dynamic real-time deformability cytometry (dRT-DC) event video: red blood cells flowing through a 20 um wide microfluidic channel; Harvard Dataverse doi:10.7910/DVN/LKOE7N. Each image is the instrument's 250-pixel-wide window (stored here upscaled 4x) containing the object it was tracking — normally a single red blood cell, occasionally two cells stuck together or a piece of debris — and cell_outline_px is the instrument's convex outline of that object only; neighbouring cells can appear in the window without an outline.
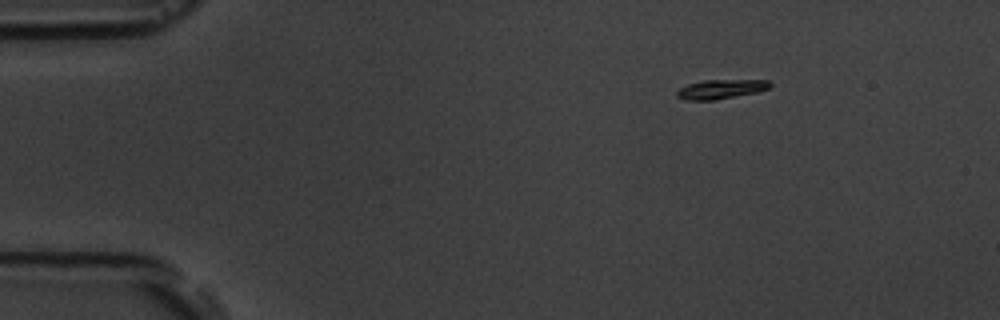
{"species": "common noctule bat (a hibernating species)", "species_latin": "Nyctalus noctula", "temperature_condition": "room temperature", "stored_images_in_passage": 4, "camera_frame_rate_fps": 3000, "um_per_image_px": 0.085, "animal": {"sex": "male", "body_mass_g": 19.5, "forearm_length_mm": 54.6}, "frame": {"image": 1, "passage_image": 2, "time_ms": 1.0, "image_size_px": [1000, 320], "cell_outline_px": [[772, 84], [768, 88], [756, 92], [716, 100], [688, 100], [676, 96], [676, 92], [680, 88], [688, 84], [704, 80], [768, 80]], "centroid_in_image_um": [61.26, 7.57], "position_along_channel_um": 23.7, "area_um2": 10.35}}